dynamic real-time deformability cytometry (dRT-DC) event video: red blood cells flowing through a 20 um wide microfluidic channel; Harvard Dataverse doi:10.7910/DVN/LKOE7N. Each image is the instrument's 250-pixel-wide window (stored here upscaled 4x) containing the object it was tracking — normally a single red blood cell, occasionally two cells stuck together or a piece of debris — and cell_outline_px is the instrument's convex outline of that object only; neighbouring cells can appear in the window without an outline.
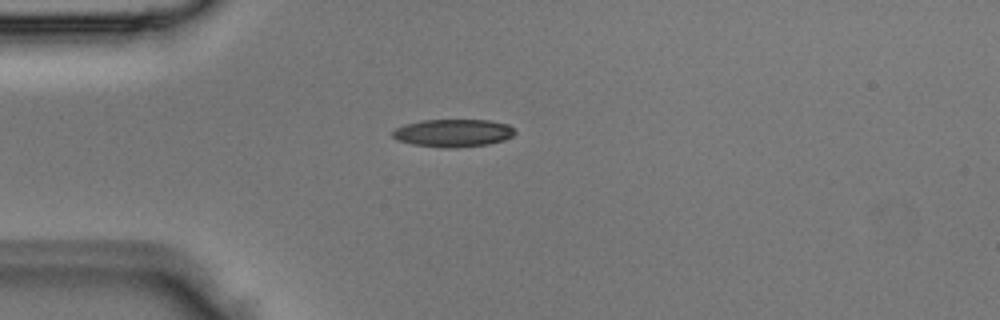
{"species": "Egyptian fruit bat (a non-hibernating species)", "species_latin": "Rousettus aegyptiacus", "temperature_condition": "room temperature", "stored_images_in_passage": 2, "camera_frame_rate_fps": 3000, "um_per_image_px": 0.085, "animal": {"sex": "male"}, "frame": {"image": 1, "passage_image": 2, "time_ms": 0.333, "image_size_px": [1000, 320], "cell_outline_px": [[516, 132], [512, 136], [504, 140], [488, 144], [456, 148], [444, 148], [412, 144], [396, 140], [392, 136], [392, 132], [396, 128], [420, 120], [488, 120], [508, 124]], "centroid_in_image_um": [38.51, 11.31], "position_along_channel_um": 46.5, "area_um2": 19.77}}